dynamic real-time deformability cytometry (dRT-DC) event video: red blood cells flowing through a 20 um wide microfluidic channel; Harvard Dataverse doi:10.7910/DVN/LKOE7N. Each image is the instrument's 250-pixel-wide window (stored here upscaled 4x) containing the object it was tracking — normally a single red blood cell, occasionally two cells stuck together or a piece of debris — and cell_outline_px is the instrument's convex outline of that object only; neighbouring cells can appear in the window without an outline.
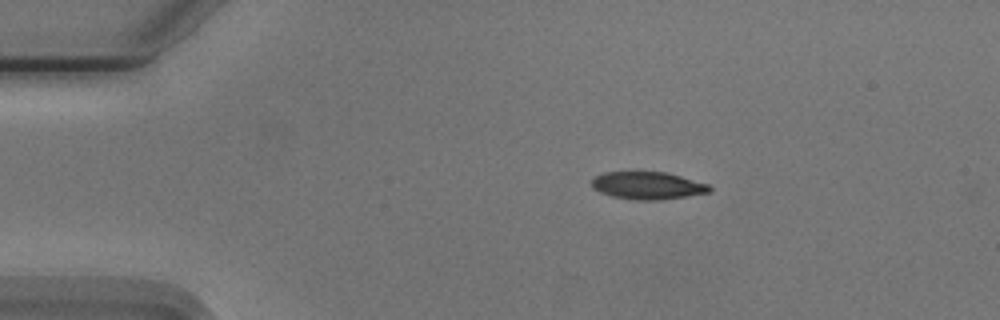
{"species": "Egyptian fruit bat (a non-hibernating species)", "species_latin": "Rousettus aegyptiacus", "temperature_condition": "cold", "stored_images_in_passage": 45, "camera_frame_rate_fps": 3000, "um_per_image_px": 0.085, "animal": {"sex": "male"}, "frame": {"image": 1, "passage_image": 1, "time_ms": 0.0, "image_size_px": [1000, 320], "cell_outline_px": [[712, 192], [688, 196], [660, 200], [636, 200], [612, 196], [600, 192], [592, 188], [592, 176], [604, 172], [664, 172], [680, 176], [708, 184], [712, 188]], "centroid_in_image_um": [55.04, 15.77], "position_along_channel_um": 30.0, "area_um2": 18.96}}
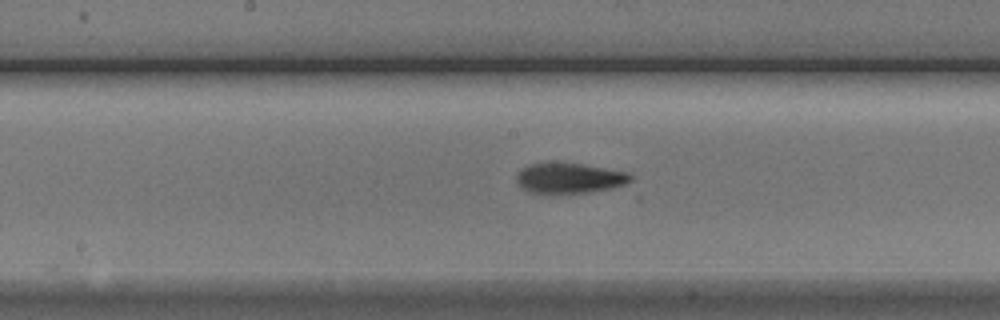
{"frame": {"image": 2, "passage_image": 19, "time_ms": 6.0, "image_size_px": [1000, 320], "cell_outline_px": [[632, 180], [628, 184], [612, 188], [592, 192], [548, 196], [528, 192], [520, 188], [516, 180], [516, 176], [528, 164], [556, 160], [632, 172]], "centroid_in_image_um": [48.39, 15.16], "position_along_channel_um": 199.8, "area_um2": 21.56}}
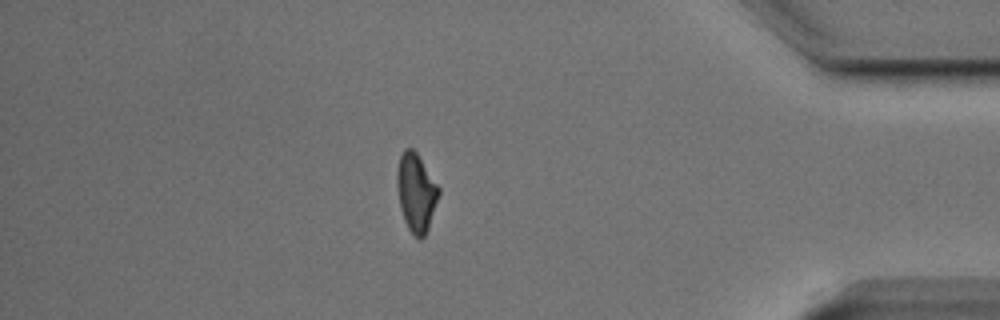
{"frame": {"image": 3, "passage_image": 38, "time_ms": 12.333, "image_size_px": [1000, 320], "cell_outline_px": [[440, 192], [428, 228], [424, 236], [420, 240], [408, 228], [404, 220], [400, 208], [396, 184], [396, 172], [400, 156], [404, 148], [412, 148], [416, 152], [440, 188]], "centroid_in_image_um": [35.35, 16.34], "position_along_channel_um": 399.8, "area_um2": 18.9}, "authors_computed_cell_mechanics": {"area_um2": 19.5942, "velocity_mm_per_s": 3.7586, "shape_relaxation_time_tau1_ms": 3.7193, "shape_relaxation_time_tau2_ms": 4.2497, "deformation_change_tau1": 0.1655, "deformation_change_tau2": 0.1171}}